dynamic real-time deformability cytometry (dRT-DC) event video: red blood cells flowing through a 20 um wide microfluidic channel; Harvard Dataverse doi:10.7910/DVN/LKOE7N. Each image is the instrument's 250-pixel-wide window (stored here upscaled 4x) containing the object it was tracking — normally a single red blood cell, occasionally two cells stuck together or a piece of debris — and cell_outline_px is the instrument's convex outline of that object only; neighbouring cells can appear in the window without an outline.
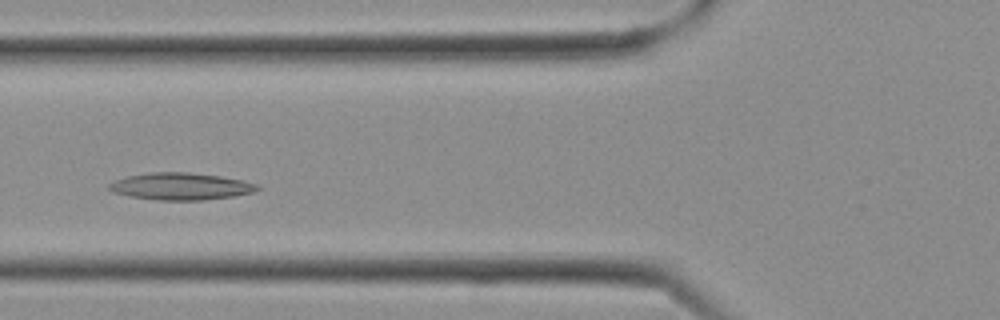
{"species": "Egyptian fruit bat (a non-hibernating species)", "species_latin": "Rousettus aegyptiacus", "temperature_condition": "cold", "stored_images_in_passage": 12, "camera_frame_rate_fps": 3000, "um_per_image_px": 0.085, "frame": {"image": 1, "passage_image": 9, "time_ms": 2.667, "image_size_px": [1000, 320], "cell_outline_px": [[260, 188], [256, 192], [236, 196], [204, 200], [156, 200], [132, 196], [112, 192], [108, 188], [108, 184], [116, 180], [128, 176], [148, 172], [188, 172], [220, 176], [260, 184]], "centroid_in_image_um": [15.41, 15.84], "position_along_channel_um": 110.4, "area_um2": 23.47}}
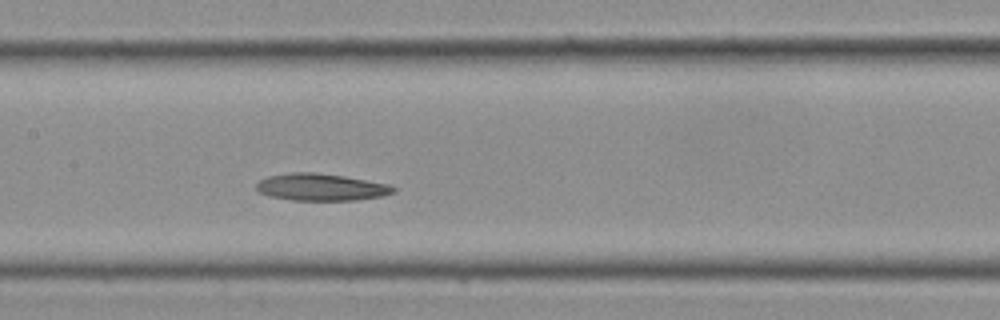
{"frame": {"image": 2, "passage_image": 12, "time_ms": 3.667, "image_size_px": [1000, 320], "cell_outline_px": [[396, 192], [380, 196], [356, 200], [292, 200], [268, 196], [260, 192], [256, 188], [256, 184], [260, 180], [268, 176], [288, 172], [316, 172], [344, 176], [388, 184], [396, 188]], "centroid_in_image_um": [27.27, 15.9], "position_along_channel_um": 180.1, "area_um2": 21.62}}